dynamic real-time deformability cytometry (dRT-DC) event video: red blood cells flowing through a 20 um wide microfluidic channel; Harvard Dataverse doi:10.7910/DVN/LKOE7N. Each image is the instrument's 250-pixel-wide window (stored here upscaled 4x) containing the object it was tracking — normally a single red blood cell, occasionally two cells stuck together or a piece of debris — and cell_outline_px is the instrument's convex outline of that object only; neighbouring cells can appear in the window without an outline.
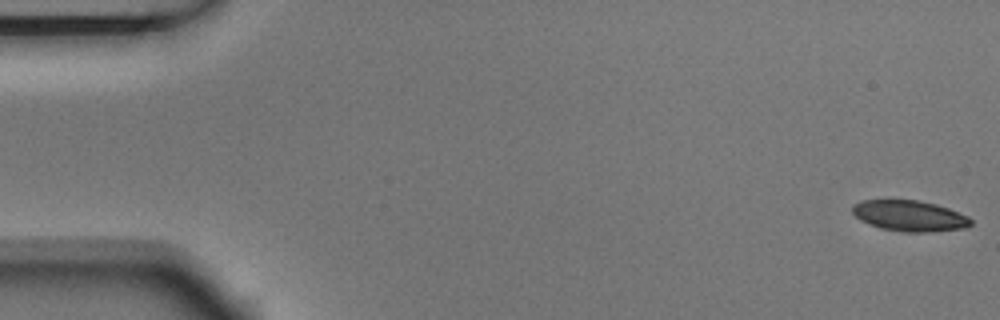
{"species": "Egyptian fruit bat (a non-hibernating species)", "species_latin": "Rousettus aegyptiacus", "temperature_condition": "room temperature", "stored_images_in_passage": 6, "segment_of_instrument_passage": [2, 2], "camera_frame_rate_fps": 3000, "um_per_image_px": 0.085, "animal": {"sex": "male"}, "frame": {"image": 1, "passage_image": 6, "time_ms": 1.667, "image_size_px": [1000, 320], "cell_outline_px": [[972, 224], [964, 228], [932, 232], [904, 232], [880, 228], [868, 224], [860, 220], [852, 212], [852, 204], [860, 200], [920, 200], [936, 204], [948, 208], [968, 216], [972, 220]], "centroid_in_image_um": [77.3, 18.34], "position_along_channel_um": 7.7, "area_um2": 21.44}}